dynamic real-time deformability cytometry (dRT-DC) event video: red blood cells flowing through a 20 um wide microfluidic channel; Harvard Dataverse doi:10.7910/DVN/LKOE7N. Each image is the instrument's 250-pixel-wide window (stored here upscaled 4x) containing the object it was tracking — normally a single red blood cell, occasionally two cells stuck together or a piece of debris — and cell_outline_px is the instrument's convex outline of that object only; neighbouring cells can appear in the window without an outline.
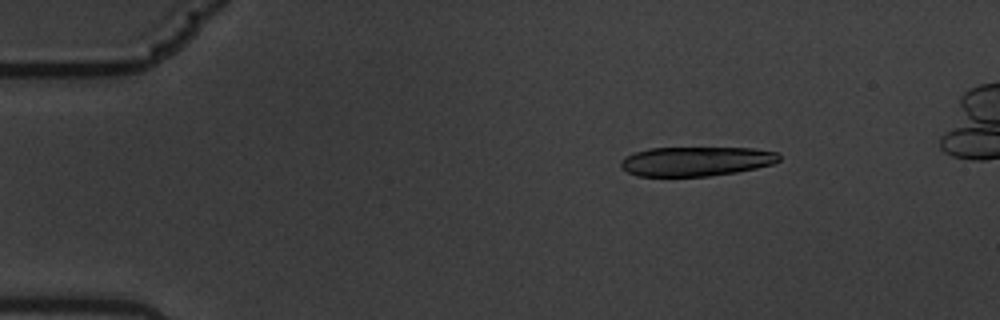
{"species": "common noctule bat (a hibernating species)", "species_latin": "Nyctalus noctula", "temperature_condition": "warm", "stored_images_in_passage": 20, "camera_frame_rate_fps": 3000, "um_per_image_px": 0.085, "animal": {"sex": "male", "body_mass_g": 19.5, "forearm_length_mm": 54.6}, "frame": {"image": 1, "passage_image": 9, "time_ms": 2.667, "image_size_px": [1000, 320], "cell_outline_px": [[780, 160], [772, 164], [756, 168], [736, 172], [708, 176], [636, 176], [620, 168], [620, 160], [624, 156], [648, 148], [752, 148], [776, 152], [780, 156]], "centroid_in_image_um": [59.12, 13.71], "position_along_channel_um": 25.9, "area_um2": 27.17}}